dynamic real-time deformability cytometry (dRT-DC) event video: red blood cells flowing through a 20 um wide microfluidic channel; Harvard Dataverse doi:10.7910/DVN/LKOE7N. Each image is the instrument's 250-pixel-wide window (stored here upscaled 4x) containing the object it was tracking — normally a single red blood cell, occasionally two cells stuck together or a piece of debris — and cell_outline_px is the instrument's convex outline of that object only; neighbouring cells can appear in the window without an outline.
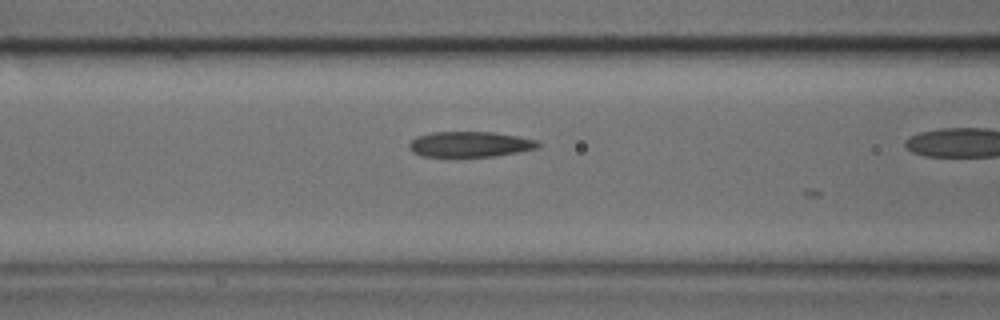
{"species": "common noctule bat (a hibernating species)", "species_latin": "Nyctalus noctula", "temperature_condition": "cold", "stored_images_in_passage": 5, "camera_frame_rate_fps": 3000, "um_per_image_px": 0.085, "animal": {"sex": "male", "body_mass_g": 17.9, "forearm_length_mm": 54.2}, "frame": {"image": 1, "passage_image": 4, "time_ms": 1.0, "image_size_px": [1000, 320], "cell_outline_px": [[540, 148], [496, 156], [424, 156], [412, 152], [408, 148], [408, 144], [416, 136], [432, 132], [492, 132], [516, 136], [536, 140], [540, 144]], "centroid_in_image_um": [39.94, 12.26], "position_along_channel_um": 126.7, "area_um2": 19.07}}